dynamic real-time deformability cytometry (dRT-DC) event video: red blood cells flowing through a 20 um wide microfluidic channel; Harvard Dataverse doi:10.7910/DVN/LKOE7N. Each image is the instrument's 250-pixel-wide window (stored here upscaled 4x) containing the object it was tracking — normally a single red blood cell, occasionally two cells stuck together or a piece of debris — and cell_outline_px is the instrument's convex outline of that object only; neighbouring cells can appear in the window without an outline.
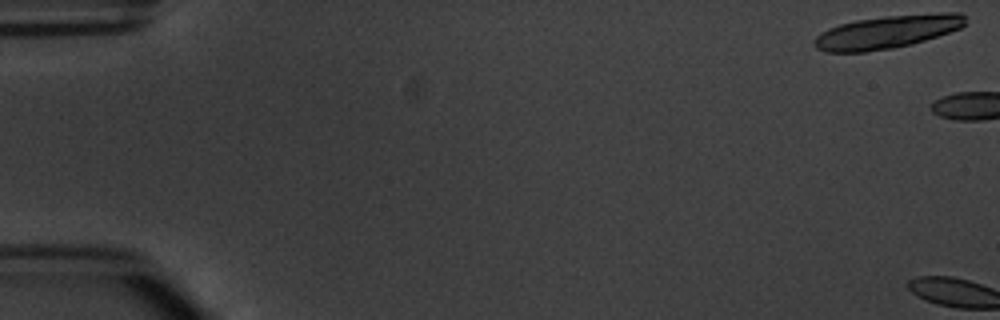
{"species": "common noctule bat (a hibernating species)", "species_latin": "Nyctalus noctula", "temperature_condition": "warm", "stored_images_in_passage": 2, "camera_frame_rate_fps": 3000, "um_per_image_px": 0.085, "animal": {"sex": "male", "body_mass_g": 20.1, "forearm_length_mm": 53.5}, "frame": {"image": 1, "passage_image": 1, "time_ms": 0.0, "image_size_px": [1000, 320], "cell_outline_px": [[968, 24], [960, 28], [924, 40], [892, 48], [864, 52], [828, 52], [816, 48], [812, 44], [812, 40], [820, 32], [828, 28], [840, 24], [856, 20], [888, 16], [940, 12], [960, 12], [964, 16]], "centroid_in_image_um": [75.38, 2.7], "position_along_channel_um": 9.6, "area_um2": 29.07}}